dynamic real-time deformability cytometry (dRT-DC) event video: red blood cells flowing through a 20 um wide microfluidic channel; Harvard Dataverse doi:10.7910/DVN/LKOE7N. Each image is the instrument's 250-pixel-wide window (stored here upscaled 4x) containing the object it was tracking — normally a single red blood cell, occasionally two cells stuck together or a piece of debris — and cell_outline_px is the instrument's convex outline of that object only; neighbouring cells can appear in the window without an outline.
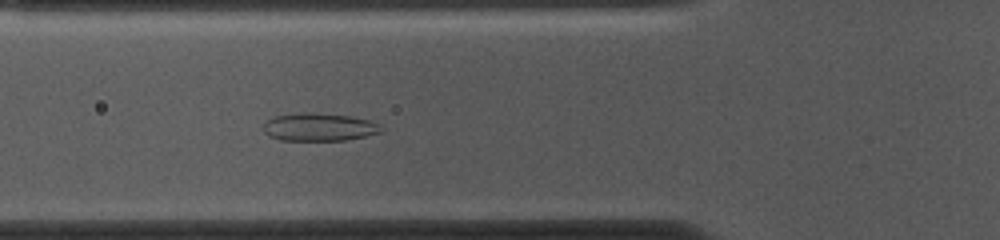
{"species": "common noctule bat (a hibernating species)", "species_latin": "Nyctalus noctula", "temperature_condition": "cold", "stored_images_in_passage": 53, "camera_frame_rate_fps": 3000, "um_per_image_px": 0.085, "animal": {"sex": "female", "body_mass_g": 10.0, "forearm_length_mm": 53.1}, "frame": {"image": 1, "passage_image": 18, "time_ms": 5.667, "image_size_px": [1000, 240], "cell_outline_px": [[384, 128], [380, 132], [348, 140], [280, 140], [268, 136], [264, 132], [264, 124], [268, 120], [276, 116], [300, 112], [304, 112], [352, 116], [368, 120], [380, 124]], "centroid_in_image_um": [27.13, 10.8], "position_along_channel_um": 98.7, "area_um2": 19.07}}
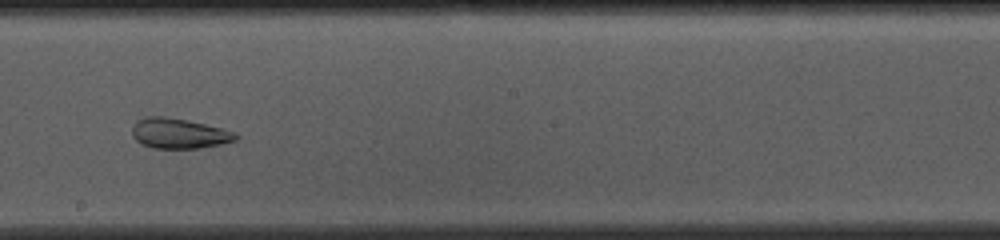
{"frame": {"image": 2, "passage_image": 29, "time_ms": 9.333, "image_size_px": [1000, 240], "cell_outline_px": [[240, 136], [236, 140], [220, 144], [200, 148], [152, 148], [136, 140], [132, 136], [132, 124], [136, 120], [144, 116], [164, 116], [188, 120], [236, 132]], "centroid_in_image_um": [15.19, 11.33], "position_along_channel_um": 233.0, "area_um2": 18.32}}
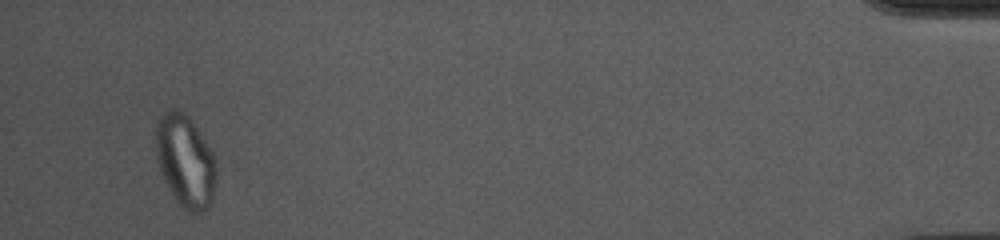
{"frame": {"image": 3, "passage_image": 51, "time_ms": 16.667, "image_size_px": [1000, 240], "cell_outline_px": [[216, 176], [212, 204], [208, 208], [200, 212], [188, 212], [176, 200], [160, 168], [156, 156], [156, 124], [160, 116], [164, 112], [172, 108], [176, 108], [184, 112], [188, 116], [212, 152], [216, 160]], "centroid_in_image_um": [15.77, 13.68], "position_along_channel_um": 419.4, "area_um2": 32.14}, "authors_computed_cell_mechanics": {"area_um2": 25.0852, "velocity_mm_per_s": 3.6617, "shape_relaxation_time_tau1_ms": null, "shape_relaxation_time_tau2_ms": 1.8892, "deformation_change_tau1": null, "deformation_change_tau2": 0.0721}}